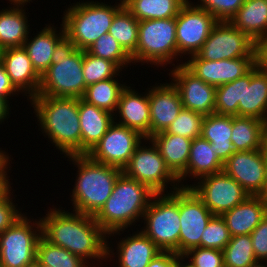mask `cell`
<instances>
[{
	"label": "cell",
	"instance_id": "cell-52",
	"mask_svg": "<svg viewBox=\"0 0 267 267\" xmlns=\"http://www.w3.org/2000/svg\"><path fill=\"white\" fill-rule=\"evenodd\" d=\"M264 163H265V176H266V197H267V141L263 147Z\"/></svg>",
	"mask_w": 267,
	"mask_h": 267
},
{
	"label": "cell",
	"instance_id": "cell-2",
	"mask_svg": "<svg viewBox=\"0 0 267 267\" xmlns=\"http://www.w3.org/2000/svg\"><path fill=\"white\" fill-rule=\"evenodd\" d=\"M28 101L43 136L52 141L60 154L64 157L81 155L79 98L34 96Z\"/></svg>",
	"mask_w": 267,
	"mask_h": 267
},
{
	"label": "cell",
	"instance_id": "cell-53",
	"mask_svg": "<svg viewBox=\"0 0 267 267\" xmlns=\"http://www.w3.org/2000/svg\"><path fill=\"white\" fill-rule=\"evenodd\" d=\"M10 176H0V191L10 182Z\"/></svg>",
	"mask_w": 267,
	"mask_h": 267
},
{
	"label": "cell",
	"instance_id": "cell-22",
	"mask_svg": "<svg viewBox=\"0 0 267 267\" xmlns=\"http://www.w3.org/2000/svg\"><path fill=\"white\" fill-rule=\"evenodd\" d=\"M1 64L21 94L27 96L28 100L37 95L41 77L34 70L23 46L3 49Z\"/></svg>",
	"mask_w": 267,
	"mask_h": 267
},
{
	"label": "cell",
	"instance_id": "cell-16",
	"mask_svg": "<svg viewBox=\"0 0 267 267\" xmlns=\"http://www.w3.org/2000/svg\"><path fill=\"white\" fill-rule=\"evenodd\" d=\"M213 216L191 187H180L179 255L201 247V235Z\"/></svg>",
	"mask_w": 267,
	"mask_h": 267
},
{
	"label": "cell",
	"instance_id": "cell-30",
	"mask_svg": "<svg viewBox=\"0 0 267 267\" xmlns=\"http://www.w3.org/2000/svg\"><path fill=\"white\" fill-rule=\"evenodd\" d=\"M232 116L216 113L204 116L201 137L211 143L218 159L224 162L235 152L232 141Z\"/></svg>",
	"mask_w": 267,
	"mask_h": 267
},
{
	"label": "cell",
	"instance_id": "cell-55",
	"mask_svg": "<svg viewBox=\"0 0 267 267\" xmlns=\"http://www.w3.org/2000/svg\"><path fill=\"white\" fill-rule=\"evenodd\" d=\"M266 264V265H265ZM249 267H267V263H261V262H257L256 264L249 266Z\"/></svg>",
	"mask_w": 267,
	"mask_h": 267
},
{
	"label": "cell",
	"instance_id": "cell-4",
	"mask_svg": "<svg viewBox=\"0 0 267 267\" xmlns=\"http://www.w3.org/2000/svg\"><path fill=\"white\" fill-rule=\"evenodd\" d=\"M214 113L267 121V70L258 62L239 79L217 86Z\"/></svg>",
	"mask_w": 267,
	"mask_h": 267
},
{
	"label": "cell",
	"instance_id": "cell-7",
	"mask_svg": "<svg viewBox=\"0 0 267 267\" xmlns=\"http://www.w3.org/2000/svg\"><path fill=\"white\" fill-rule=\"evenodd\" d=\"M106 4L105 1L76 2L63 13L62 24L66 37L82 51H86L101 35L108 33L115 14L123 2Z\"/></svg>",
	"mask_w": 267,
	"mask_h": 267
},
{
	"label": "cell",
	"instance_id": "cell-33",
	"mask_svg": "<svg viewBox=\"0 0 267 267\" xmlns=\"http://www.w3.org/2000/svg\"><path fill=\"white\" fill-rule=\"evenodd\" d=\"M188 0H125L124 7L138 20L176 17Z\"/></svg>",
	"mask_w": 267,
	"mask_h": 267
},
{
	"label": "cell",
	"instance_id": "cell-44",
	"mask_svg": "<svg viewBox=\"0 0 267 267\" xmlns=\"http://www.w3.org/2000/svg\"><path fill=\"white\" fill-rule=\"evenodd\" d=\"M183 256L194 267H224L223 250L194 247L184 253Z\"/></svg>",
	"mask_w": 267,
	"mask_h": 267
},
{
	"label": "cell",
	"instance_id": "cell-41",
	"mask_svg": "<svg viewBox=\"0 0 267 267\" xmlns=\"http://www.w3.org/2000/svg\"><path fill=\"white\" fill-rule=\"evenodd\" d=\"M231 239V235L223 218L213 215L201 235V247L223 250Z\"/></svg>",
	"mask_w": 267,
	"mask_h": 267
},
{
	"label": "cell",
	"instance_id": "cell-14",
	"mask_svg": "<svg viewBox=\"0 0 267 267\" xmlns=\"http://www.w3.org/2000/svg\"><path fill=\"white\" fill-rule=\"evenodd\" d=\"M195 184H188L213 213L221 216L242 203L249 194L244 188L223 171L203 176Z\"/></svg>",
	"mask_w": 267,
	"mask_h": 267
},
{
	"label": "cell",
	"instance_id": "cell-26",
	"mask_svg": "<svg viewBox=\"0 0 267 267\" xmlns=\"http://www.w3.org/2000/svg\"><path fill=\"white\" fill-rule=\"evenodd\" d=\"M56 29L53 24H47L40 32L37 31L35 37L30 38L28 34L29 39L27 38L23 44L34 70L40 77L52 64V54L56 45L66 36L63 24L59 29L60 32Z\"/></svg>",
	"mask_w": 267,
	"mask_h": 267
},
{
	"label": "cell",
	"instance_id": "cell-36",
	"mask_svg": "<svg viewBox=\"0 0 267 267\" xmlns=\"http://www.w3.org/2000/svg\"><path fill=\"white\" fill-rule=\"evenodd\" d=\"M36 260L46 267H91L65 248L50 244L43 237L37 243Z\"/></svg>",
	"mask_w": 267,
	"mask_h": 267
},
{
	"label": "cell",
	"instance_id": "cell-56",
	"mask_svg": "<svg viewBox=\"0 0 267 267\" xmlns=\"http://www.w3.org/2000/svg\"><path fill=\"white\" fill-rule=\"evenodd\" d=\"M2 53H3V49L0 48V64L2 63Z\"/></svg>",
	"mask_w": 267,
	"mask_h": 267
},
{
	"label": "cell",
	"instance_id": "cell-28",
	"mask_svg": "<svg viewBox=\"0 0 267 267\" xmlns=\"http://www.w3.org/2000/svg\"><path fill=\"white\" fill-rule=\"evenodd\" d=\"M222 170L223 163L218 159L215 149L211 148V143L202 137H198L192 140L187 168L178 177V180L181 187H187V183L186 185L182 183L188 177L198 181L203 176L216 174L222 172Z\"/></svg>",
	"mask_w": 267,
	"mask_h": 267
},
{
	"label": "cell",
	"instance_id": "cell-34",
	"mask_svg": "<svg viewBox=\"0 0 267 267\" xmlns=\"http://www.w3.org/2000/svg\"><path fill=\"white\" fill-rule=\"evenodd\" d=\"M117 79L118 77L116 76L88 85L82 99L114 115L121 92L127 86L125 85L126 83H119V79Z\"/></svg>",
	"mask_w": 267,
	"mask_h": 267
},
{
	"label": "cell",
	"instance_id": "cell-48",
	"mask_svg": "<svg viewBox=\"0 0 267 267\" xmlns=\"http://www.w3.org/2000/svg\"><path fill=\"white\" fill-rule=\"evenodd\" d=\"M8 154L9 153H7L5 150H2L0 148V176H8V172L10 171V169L8 170V168L11 167L9 165L10 161H11L10 160L11 159V155L9 157Z\"/></svg>",
	"mask_w": 267,
	"mask_h": 267
},
{
	"label": "cell",
	"instance_id": "cell-35",
	"mask_svg": "<svg viewBox=\"0 0 267 267\" xmlns=\"http://www.w3.org/2000/svg\"><path fill=\"white\" fill-rule=\"evenodd\" d=\"M139 21L123 6L114 16L108 33L131 55L138 44Z\"/></svg>",
	"mask_w": 267,
	"mask_h": 267
},
{
	"label": "cell",
	"instance_id": "cell-19",
	"mask_svg": "<svg viewBox=\"0 0 267 267\" xmlns=\"http://www.w3.org/2000/svg\"><path fill=\"white\" fill-rule=\"evenodd\" d=\"M189 57L187 58L189 60H180L179 63L184 64L205 83L215 87L239 79L258 63V57H242L219 61L204 60L196 54Z\"/></svg>",
	"mask_w": 267,
	"mask_h": 267
},
{
	"label": "cell",
	"instance_id": "cell-29",
	"mask_svg": "<svg viewBox=\"0 0 267 267\" xmlns=\"http://www.w3.org/2000/svg\"><path fill=\"white\" fill-rule=\"evenodd\" d=\"M229 22L259 45L267 39V0H245Z\"/></svg>",
	"mask_w": 267,
	"mask_h": 267
},
{
	"label": "cell",
	"instance_id": "cell-37",
	"mask_svg": "<svg viewBox=\"0 0 267 267\" xmlns=\"http://www.w3.org/2000/svg\"><path fill=\"white\" fill-rule=\"evenodd\" d=\"M223 255L224 267H249L258 262L254 255L250 235L231 237L229 243L223 249Z\"/></svg>",
	"mask_w": 267,
	"mask_h": 267
},
{
	"label": "cell",
	"instance_id": "cell-17",
	"mask_svg": "<svg viewBox=\"0 0 267 267\" xmlns=\"http://www.w3.org/2000/svg\"><path fill=\"white\" fill-rule=\"evenodd\" d=\"M169 72L171 81L178 88L183 108L203 116L214 113L216 87L205 83L184 64H172Z\"/></svg>",
	"mask_w": 267,
	"mask_h": 267
},
{
	"label": "cell",
	"instance_id": "cell-43",
	"mask_svg": "<svg viewBox=\"0 0 267 267\" xmlns=\"http://www.w3.org/2000/svg\"><path fill=\"white\" fill-rule=\"evenodd\" d=\"M10 184L13 183L9 182L0 191V234L24 214L19 207L14 205L13 189H11L12 187Z\"/></svg>",
	"mask_w": 267,
	"mask_h": 267
},
{
	"label": "cell",
	"instance_id": "cell-23",
	"mask_svg": "<svg viewBox=\"0 0 267 267\" xmlns=\"http://www.w3.org/2000/svg\"><path fill=\"white\" fill-rule=\"evenodd\" d=\"M267 214V197L248 196L242 203L223 213L231 237L250 235Z\"/></svg>",
	"mask_w": 267,
	"mask_h": 267
},
{
	"label": "cell",
	"instance_id": "cell-38",
	"mask_svg": "<svg viewBox=\"0 0 267 267\" xmlns=\"http://www.w3.org/2000/svg\"><path fill=\"white\" fill-rule=\"evenodd\" d=\"M86 51L95 57L114 62L121 70L133 64L131 56L109 33L101 35Z\"/></svg>",
	"mask_w": 267,
	"mask_h": 267
},
{
	"label": "cell",
	"instance_id": "cell-3",
	"mask_svg": "<svg viewBox=\"0 0 267 267\" xmlns=\"http://www.w3.org/2000/svg\"><path fill=\"white\" fill-rule=\"evenodd\" d=\"M155 194L148 186L122 172L114 184L110 197L94 219L108 234L107 239L119 236L120 232L124 233L125 229L142 219Z\"/></svg>",
	"mask_w": 267,
	"mask_h": 267
},
{
	"label": "cell",
	"instance_id": "cell-12",
	"mask_svg": "<svg viewBox=\"0 0 267 267\" xmlns=\"http://www.w3.org/2000/svg\"><path fill=\"white\" fill-rule=\"evenodd\" d=\"M196 55L210 61L258 57V44L230 22L218 21Z\"/></svg>",
	"mask_w": 267,
	"mask_h": 267
},
{
	"label": "cell",
	"instance_id": "cell-21",
	"mask_svg": "<svg viewBox=\"0 0 267 267\" xmlns=\"http://www.w3.org/2000/svg\"><path fill=\"white\" fill-rule=\"evenodd\" d=\"M143 94L144 92L140 94L127 84L126 88L121 92L117 110L114 114V122L133 129L146 139H149L150 104L148 89Z\"/></svg>",
	"mask_w": 267,
	"mask_h": 267
},
{
	"label": "cell",
	"instance_id": "cell-45",
	"mask_svg": "<svg viewBox=\"0 0 267 267\" xmlns=\"http://www.w3.org/2000/svg\"><path fill=\"white\" fill-rule=\"evenodd\" d=\"M258 262L267 263V214L250 234Z\"/></svg>",
	"mask_w": 267,
	"mask_h": 267
},
{
	"label": "cell",
	"instance_id": "cell-50",
	"mask_svg": "<svg viewBox=\"0 0 267 267\" xmlns=\"http://www.w3.org/2000/svg\"><path fill=\"white\" fill-rule=\"evenodd\" d=\"M10 104L3 98L0 97V124L4 122L5 119L10 118L9 112L11 111Z\"/></svg>",
	"mask_w": 267,
	"mask_h": 267
},
{
	"label": "cell",
	"instance_id": "cell-57",
	"mask_svg": "<svg viewBox=\"0 0 267 267\" xmlns=\"http://www.w3.org/2000/svg\"><path fill=\"white\" fill-rule=\"evenodd\" d=\"M266 141H267V121H266Z\"/></svg>",
	"mask_w": 267,
	"mask_h": 267
},
{
	"label": "cell",
	"instance_id": "cell-31",
	"mask_svg": "<svg viewBox=\"0 0 267 267\" xmlns=\"http://www.w3.org/2000/svg\"><path fill=\"white\" fill-rule=\"evenodd\" d=\"M149 139L159 150L167 167L178 178L187 168L192 140L165 131Z\"/></svg>",
	"mask_w": 267,
	"mask_h": 267
},
{
	"label": "cell",
	"instance_id": "cell-32",
	"mask_svg": "<svg viewBox=\"0 0 267 267\" xmlns=\"http://www.w3.org/2000/svg\"><path fill=\"white\" fill-rule=\"evenodd\" d=\"M231 141L235 152L262 149L266 142V121L232 116Z\"/></svg>",
	"mask_w": 267,
	"mask_h": 267
},
{
	"label": "cell",
	"instance_id": "cell-49",
	"mask_svg": "<svg viewBox=\"0 0 267 267\" xmlns=\"http://www.w3.org/2000/svg\"><path fill=\"white\" fill-rule=\"evenodd\" d=\"M258 62L267 70V39L258 45Z\"/></svg>",
	"mask_w": 267,
	"mask_h": 267
},
{
	"label": "cell",
	"instance_id": "cell-11",
	"mask_svg": "<svg viewBox=\"0 0 267 267\" xmlns=\"http://www.w3.org/2000/svg\"><path fill=\"white\" fill-rule=\"evenodd\" d=\"M122 172L145 184L156 194L169 193L165 191L169 184L172 186L169 187L171 192L181 187L178 178L167 167L159 150L150 139H143Z\"/></svg>",
	"mask_w": 267,
	"mask_h": 267
},
{
	"label": "cell",
	"instance_id": "cell-10",
	"mask_svg": "<svg viewBox=\"0 0 267 267\" xmlns=\"http://www.w3.org/2000/svg\"><path fill=\"white\" fill-rule=\"evenodd\" d=\"M26 215L0 234L1 267H25L36 260L37 243L42 237L41 221L40 217L34 221Z\"/></svg>",
	"mask_w": 267,
	"mask_h": 267
},
{
	"label": "cell",
	"instance_id": "cell-6",
	"mask_svg": "<svg viewBox=\"0 0 267 267\" xmlns=\"http://www.w3.org/2000/svg\"><path fill=\"white\" fill-rule=\"evenodd\" d=\"M85 91L83 51L65 36L55 47L36 96L82 98Z\"/></svg>",
	"mask_w": 267,
	"mask_h": 267
},
{
	"label": "cell",
	"instance_id": "cell-9",
	"mask_svg": "<svg viewBox=\"0 0 267 267\" xmlns=\"http://www.w3.org/2000/svg\"><path fill=\"white\" fill-rule=\"evenodd\" d=\"M133 64L165 67L178 59L176 17L139 21L138 44L130 55ZM136 62V63H135Z\"/></svg>",
	"mask_w": 267,
	"mask_h": 267
},
{
	"label": "cell",
	"instance_id": "cell-1",
	"mask_svg": "<svg viewBox=\"0 0 267 267\" xmlns=\"http://www.w3.org/2000/svg\"><path fill=\"white\" fill-rule=\"evenodd\" d=\"M48 210L47 214L40 218L42 237L46 241L65 248L89 265L92 262L91 267H101L103 261H110L111 258L113 260L115 250L110 247L108 234L95 221L94 216L76 211L72 213L62 207Z\"/></svg>",
	"mask_w": 267,
	"mask_h": 267
},
{
	"label": "cell",
	"instance_id": "cell-24",
	"mask_svg": "<svg viewBox=\"0 0 267 267\" xmlns=\"http://www.w3.org/2000/svg\"><path fill=\"white\" fill-rule=\"evenodd\" d=\"M81 155H87L114 123V115L79 98Z\"/></svg>",
	"mask_w": 267,
	"mask_h": 267
},
{
	"label": "cell",
	"instance_id": "cell-20",
	"mask_svg": "<svg viewBox=\"0 0 267 267\" xmlns=\"http://www.w3.org/2000/svg\"><path fill=\"white\" fill-rule=\"evenodd\" d=\"M148 88L150 137L166 131L183 109L178 88L171 81Z\"/></svg>",
	"mask_w": 267,
	"mask_h": 267
},
{
	"label": "cell",
	"instance_id": "cell-40",
	"mask_svg": "<svg viewBox=\"0 0 267 267\" xmlns=\"http://www.w3.org/2000/svg\"><path fill=\"white\" fill-rule=\"evenodd\" d=\"M203 118V115L183 108L165 132L193 140L201 137Z\"/></svg>",
	"mask_w": 267,
	"mask_h": 267
},
{
	"label": "cell",
	"instance_id": "cell-54",
	"mask_svg": "<svg viewBox=\"0 0 267 267\" xmlns=\"http://www.w3.org/2000/svg\"><path fill=\"white\" fill-rule=\"evenodd\" d=\"M25 267H42V265L35 260L34 262L27 264Z\"/></svg>",
	"mask_w": 267,
	"mask_h": 267
},
{
	"label": "cell",
	"instance_id": "cell-39",
	"mask_svg": "<svg viewBox=\"0 0 267 267\" xmlns=\"http://www.w3.org/2000/svg\"><path fill=\"white\" fill-rule=\"evenodd\" d=\"M120 71L122 70L114 62L83 51V75L86 87L99 81L120 76Z\"/></svg>",
	"mask_w": 267,
	"mask_h": 267
},
{
	"label": "cell",
	"instance_id": "cell-25",
	"mask_svg": "<svg viewBox=\"0 0 267 267\" xmlns=\"http://www.w3.org/2000/svg\"><path fill=\"white\" fill-rule=\"evenodd\" d=\"M30 0H11V7L0 10V48L21 47L31 34L28 24L29 15L24 5ZM13 5V7H12Z\"/></svg>",
	"mask_w": 267,
	"mask_h": 267
},
{
	"label": "cell",
	"instance_id": "cell-47",
	"mask_svg": "<svg viewBox=\"0 0 267 267\" xmlns=\"http://www.w3.org/2000/svg\"><path fill=\"white\" fill-rule=\"evenodd\" d=\"M177 256L174 252L162 251L151 260L147 267H176Z\"/></svg>",
	"mask_w": 267,
	"mask_h": 267
},
{
	"label": "cell",
	"instance_id": "cell-51",
	"mask_svg": "<svg viewBox=\"0 0 267 267\" xmlns=\"http://www.w3.org/2000/svg\"><path fill=\"white\" fill-rule=\"evenodd\" d=\"M183 256V255H178L176 257V267H194L192 263ZM185 262V263H184Z\"/></svg>",
	"mask_w": 267,
	"mask_h": 267
},
{
	"label": "cell",
	"instance_id": "cell-46",
	"mask_svg": "<svg viewBox=\"0 0 267 267\" xmlns=\"http://www.w3.org/2000/svg\"><path fill=\"white\" fill-rule=\"evenodd\" d=\"M16 94L18 95L20 92L11 83L10 77L6 73L4 66L0 64V97L10 103L9 99L11 96L13 97V95L15 96Z\"/></svg>",
	"mask_w": 267,
	"mask_h": 267
},
{
	"label": "cell",
	"instance_id": "cell-5",
	"mask_svg": "<svg viewBox=\"0 0 267 267\" xmlns=\"http://www.w3.org/2000/svg\"><path fill=\"white\" fill-rule=\"evenodd\" d=\"M78 168L71 201L73 211L95 216L110 197L122 169L91 160L87 155L67 156Z\"/></svg>",
	"mask_w": 267,
	"mask_h": 267
},
{
	"label": "cell",
	"instance_id": "cell-18",
	"mask_svg": "<svg viewBox=\"0 0 267 267\" xmlns=\"http://www.w3.org/2000/svg\"><path fill=\"white\" fill-rule=\"evenodd\" d=\"M222 171L236 180L250 196L266 197L263 148L234 152L224 162Z\"/></svg>",
	"mask_w": 267,
	"mask_h": 267
},
{
	"label": "cell",
	"instance_id": "cell-8",
	"mask_svg": "<svg viewBox=\"0 0 267 267\" xmlns=\"http://www.w3.org/2000/svg\"><path fill=\"white\" fill-rule=\"evenodd\" d=\"M141 232L162 251L179 255L180 188L169 193L155 194L143 215Z\"/></svg>",
	"mask_w": 267,
	"mask_h": 267
},
{
	"label": "cell",
	"instance_id": "cell-27",
	"mask_svg": "<svg viewBox=\"0 0 267 267\" xmlns=\"http://www.w3.org/2000/svg\"><path fill=\"white\" fill-rule=\"evenodd\" d=\"M125 236L117 243L114 260L117 267H147L162 250L141 231ZM118 259V261H117Z\"/></svg>",
	"mask_w": 267,
	"mask_h": 267
},
{
	"label": "cell",
	"instance_id": "cell-15",
	"mask_svg": "<svg viewBox=\"0 0 267 267\" xmlns=\"http://www.w3.org/2000/svg\"><path fill=\"white\" fill-rule=\"evenodd\" d=\"M142 139L146 138L137 131L114 122L87 156L95 162L123 170Z\"/></svg>",
	"mask_w": 267,
	"mask_h": 267
},
{
	"label": "cell",
	"instance_id": "cell-13",
	"mask_svg": "<svg viewBox=\"0 0 267 267\" xmlns=\"http://www.w3.org/2000/svg\"><path fill=\"white\" fill-rule=\"evenodd\" d=\"M190 2L188 0L176 16L178 58L180 56L182 59L183 56L194 55L201 49L214 25L218 22L205 9Z\"/></svg>",
	"mask_w": 267,
	"mask_h": 267
},
{
	"label": "cell",
	"instance_id": "cell-42",
	"mask_svg": "<svg viewBox=\"0 0 267 267\" xmlns=\"http://www.w3.org/2000/svg\"><path fill=\"white\" fill-rule=\"evenodd\" d=\"M244 2L245 0H198L196 6L205 9L213 15L217 21L229 22L236 15Z\"/></svg>",
	"mask_w": 267,
	"mask_h": 267
}]
</instances>
